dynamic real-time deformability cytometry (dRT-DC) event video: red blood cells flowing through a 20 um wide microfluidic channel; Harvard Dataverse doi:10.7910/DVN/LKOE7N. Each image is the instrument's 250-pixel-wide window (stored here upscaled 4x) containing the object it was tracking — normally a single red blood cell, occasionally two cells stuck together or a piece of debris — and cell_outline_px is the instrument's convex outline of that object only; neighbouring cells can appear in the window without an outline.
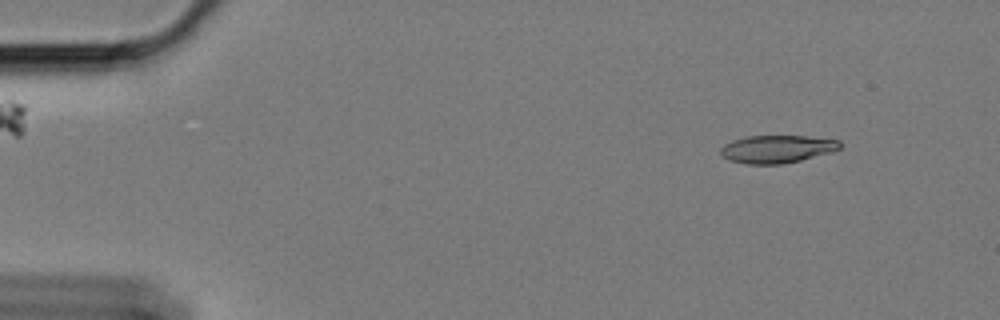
{"species": "Egyptian fruit bat (a non-hibernating species)", "species_latin": "Rousettus aegyptiacus", "temperature_condition": "cold", "stored_images_in_passage": 60, "camera_frame_rate_fps": 3000, "um_per_image_px": 0.085, "animal": {"sex": "female"}, "frame": {"image": 1, "passage_image": 7, "time_ms": 2.0, "image_size_px": [1000, 320], "cell_outline_px": [[840, 148], [832, 152], [784, 164], [748, 164], [728, 160], [720, 152], [720, 148], [724, 144], [732, 140], [748, 136], [808, 136], [840, 140]], "centroid_in_image_um": [66.04, 12.66], "position_along_channel_um": 19.0, "area_um2": 19.31}}
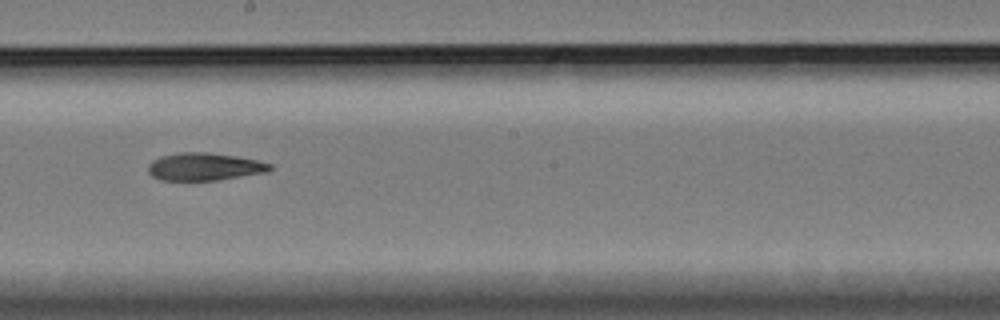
{"frame": {"image": 2, "passage_image": 34, "time_ms": 11.0, "image_size_px": [1000, 320], "cell_outline_px": [[272, 168], [268, 172], [216, 180], [160, 180], [152, 176], [148, 172], [148, 164], [152, 160], [160, 156], [180, 152], [204, 152], [236, 156], [256, 160], [272, 164]], "centroid_in_image_um": [17.35, 14.16], "position_along_channel_um": 230.8, "area_um2": 19.59}}
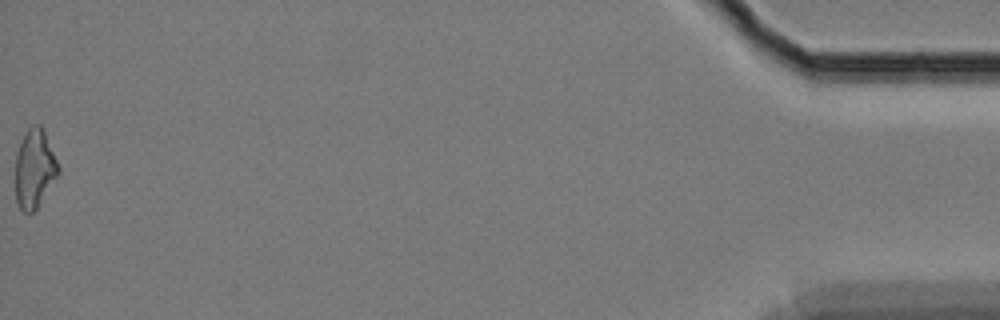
{"frame": {"image": 3, "passage_image": 60, "time_ms": 19.667, "image_size_px": [1000, 320], "cell_outline_px": [[60, 172], [36, 208], [32, 212], [24, 212], [20, 208], [16, 200], [16, 152], [28, 128], [32, 124], [40, 124], [44, 132], [60, 168]], "centroid_in_image_um": [2.93, 14.33], "position_along_channel_um": 432.3, "area_um2": 19.25}, "authors_computed_cell_mechanics": {"area_um2": 19.9699, "velocity_mm_per_s": 3.4006, "shape_relaxation_time_tau1_ms": null, "shape_relaxation_time_tau2_ms": 6.8663, "deformation_change_tau1": null, "deformation_change_tau2": 0.1572}}